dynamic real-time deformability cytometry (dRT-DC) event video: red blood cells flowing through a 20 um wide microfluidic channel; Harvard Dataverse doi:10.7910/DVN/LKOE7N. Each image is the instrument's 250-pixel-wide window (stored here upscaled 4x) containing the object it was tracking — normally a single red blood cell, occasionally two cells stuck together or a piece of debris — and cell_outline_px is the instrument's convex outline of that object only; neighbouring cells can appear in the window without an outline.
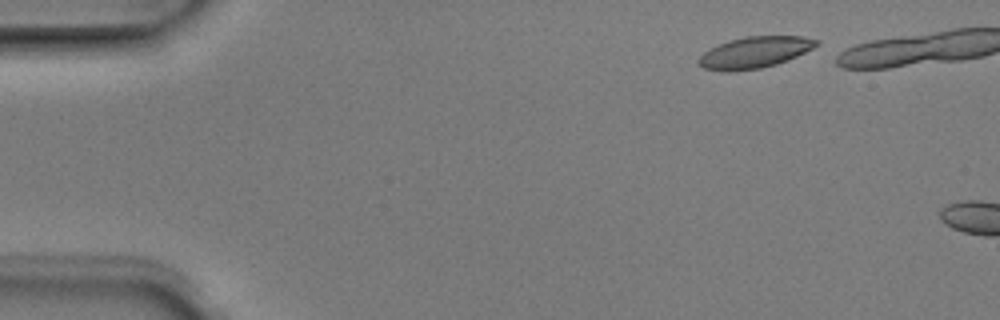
{"species": "Egyptian fruit bat (a non-hibernating species)", "species_latin": "Rousettus aegyptiacus", "temperature_condition": "room temperature", "stored_images_in_passage": 2, "camera_frame_rate_fps": 3000, "um_per_image_px": 0.085, "animal": {"sex": "male"}, "frame": {"image": 1, "passage_image": 1, "time_ms": 0.0, "image_size_px": [1000, 320], "cell_outline_px": [[820, 44], [796, 56], [776, 64], [760, 68], [728, 72], [724, 72], [704, 68], [696, 60], [704, 52], [728, 40], [748, 36], [804, 36], [820, 40]], "centroid_in_image_um": [64.15, 4.45], "position_along_channel_um": 20.8, "area_um2": 21.39}}